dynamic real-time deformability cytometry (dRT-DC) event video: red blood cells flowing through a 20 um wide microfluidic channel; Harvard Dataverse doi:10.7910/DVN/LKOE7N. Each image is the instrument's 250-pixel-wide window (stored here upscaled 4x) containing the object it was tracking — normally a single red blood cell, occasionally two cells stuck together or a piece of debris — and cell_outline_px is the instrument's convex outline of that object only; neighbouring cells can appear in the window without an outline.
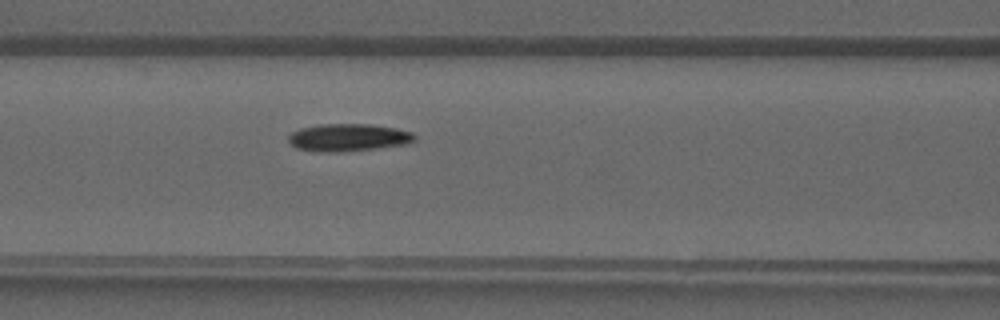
{"species": "common noctule bat (a hibernating species)", "species_latin": "Nyctalus noctula", "temperature_condition": "warm", "stored_images_in_passage": 41, "camera_frame_rate_fps": 3000, "um_per_image_px": 0.085, "animal": {"sex": "male", "forearm_length_mm": 52.5}, "frame": {"image": 1, "passage_image": 18, "time_ms": 5.667, "image_size_px": [1000, 320], "cell_outline_px": [[416, 140], [408, 144], [376, 148], [336, 152], [316, 152], [296, 148], [288, 140], [288, 136], [292, 132], [300, 128], [320, 124], [372, 124], [396, 128], [412, 132], [416, 136]], "centroid_in_image_um": [29.61, 11.68], "position_along_channel_um": 137.0, "area_um2": 20.35}}
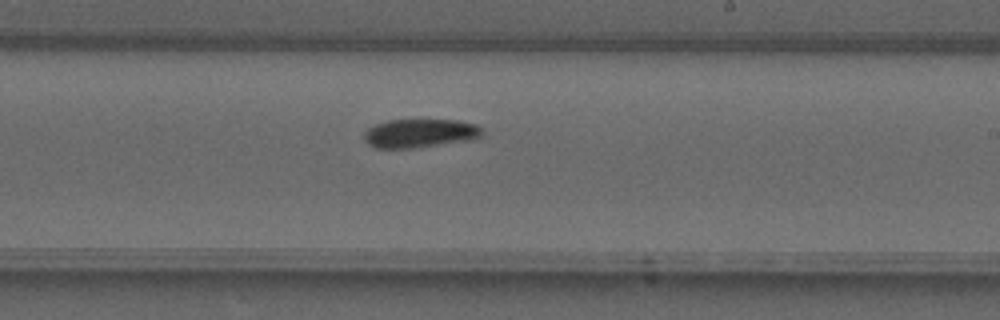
{"frame": {"image": 2, "passage_image": 25, "time_ms": 8.0, "image_size_px": [1000, 320], "cell_outline_px": [[484, 136], [468, 140], [416, 148], [376, 148], [368, 144], [364, 140], [364, 132], [368, 128], [376, 124], [388, 120], [456, 120], [476, 124], [484, 132]], "centroid_in_image_um": [35.69, 11.33], "position_along_channel_um": 253.3, "area_um2": 19.77}}
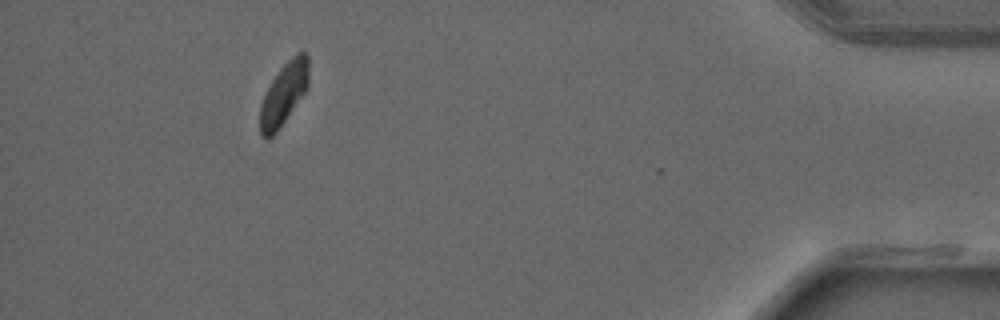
{"frame": {"image": 3, "passage_image": 38, "time_ms": 12.333, "image_size_px": [1000, 320], "cell_outline_px": [[308, 88], [276, 132], [268, 140], [264, 140], [260, 136], [260, 104], [272, 80], [280, 68], [300, 48], [304, 48], [308, 56]], "centroid_in_image_um": [24.13, 7.95], "position_along_channel_um": 411.1, "area_um2": 17.8}}